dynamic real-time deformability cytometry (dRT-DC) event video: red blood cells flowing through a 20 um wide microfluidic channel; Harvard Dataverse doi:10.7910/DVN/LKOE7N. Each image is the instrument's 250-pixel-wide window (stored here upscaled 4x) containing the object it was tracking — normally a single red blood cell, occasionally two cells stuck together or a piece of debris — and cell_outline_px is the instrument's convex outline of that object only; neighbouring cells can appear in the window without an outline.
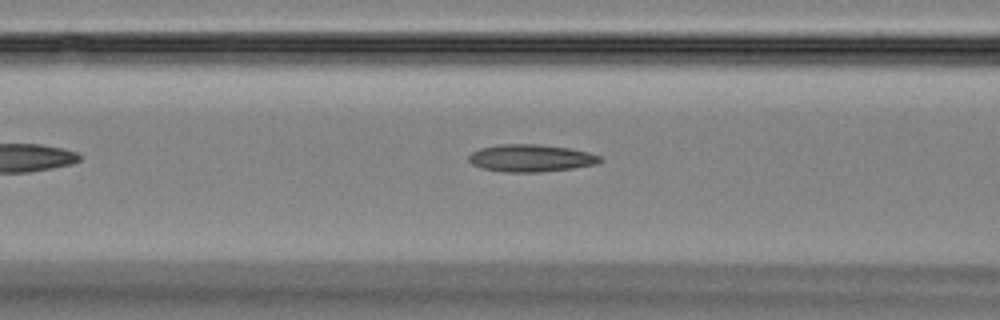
{"species": "Egyptian fruit bat (a non-hibernating species)", "species_latin": "Rousettus aegyptiacus", "temperature_condition": "room temperature", "stored_images_in_passage": 32, "camera_frame_rate_fps": 3000, "um_per_image_px": 0.085, "animal": {"sex": "female"}, "frame": {"image": 1, "passage_image": 7, "time_ms": 2.0, "image_size_px": [1000, 320], "cell_outline_px": [[604, 160], [596, 164], [572, 168], [540, 172], [504, 172], [480, 168], [472, 164], [468, 160], [468, 156], [472, 152], [480, 148], [500, 144], [540, 144], [568, 148], [588, 152], [600, 156]], "centroid_in_image_um": [45.1, 13.44], "position_along_channel_um": 121.5, "area_um2": 20.98}}
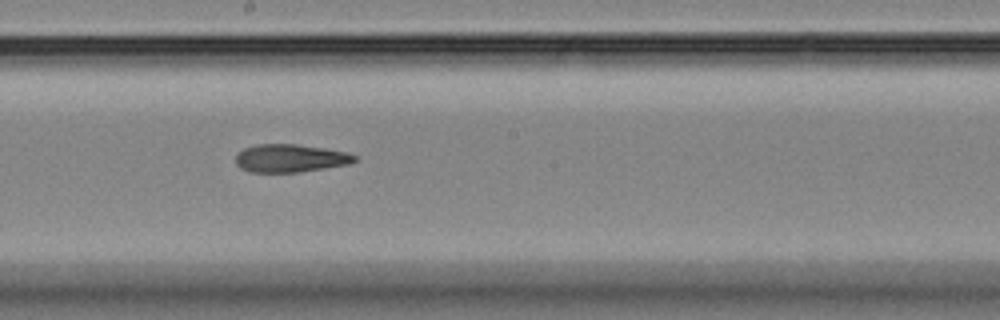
{"frame": {"image": 2, "passage_image": 15, "time_ms": 4.667, "image_size_px": [1000, 320], "cell_outline_px": [[356, 160], [348, 164], [300, 172], [248, 172], [240, 168], [236, 164], [236, 152], [244, 148], [256, 144], [296, 144], [324, 148], [348, 152], [356, 156]], "centroid_in_image_um": [24.63, 13.44], "position_along_channel_um": 223.6, "area_um2": 19.48}}
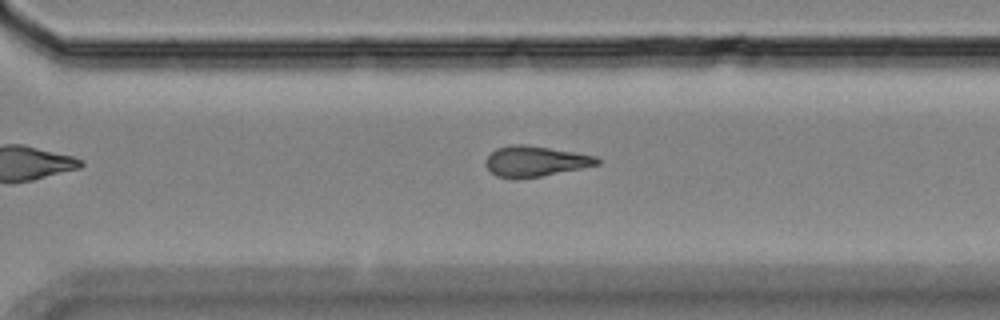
{"frame": {"image": 3, "passage_image": 23, "time_ms": 7.333, "image_size_px": [1000, 320], "cell_outline_px": [[600, 164], [540, 176], [516, 180], [512, 180], [496, 176], [484, 164], [484, 160], [496, 148], [512, 144], [524, 144], [576, 152], [596, 156], [600, 160]], "centroid_in_image_um": [45.45, 13.71], "position_along_channel_um": 325.1, "area_um2": 19.94}}